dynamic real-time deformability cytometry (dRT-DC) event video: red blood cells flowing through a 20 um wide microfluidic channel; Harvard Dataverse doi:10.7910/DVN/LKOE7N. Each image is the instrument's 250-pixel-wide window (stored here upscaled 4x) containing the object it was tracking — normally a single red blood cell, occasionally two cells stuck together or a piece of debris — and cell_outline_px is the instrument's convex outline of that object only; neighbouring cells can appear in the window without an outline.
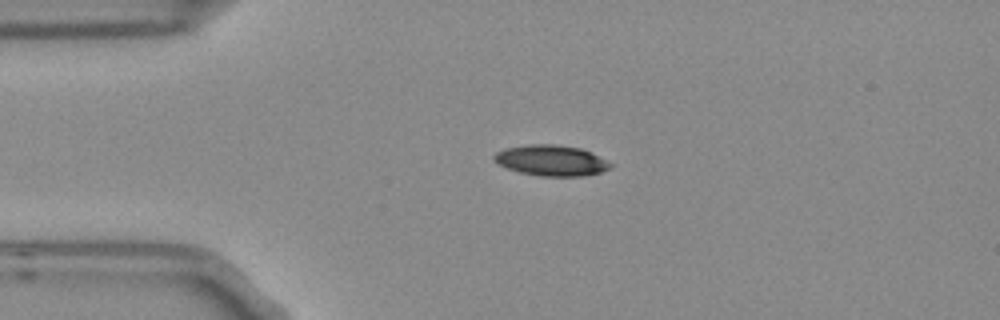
{"species": "Egyptian fruit bat (a non-hibernating species)", "species_latin": "Rousettus aegyptiacus", "temperature_condition": "room temperature", "stored_images_in_passage": 4, "camera_frame_rate_fps": 3000, "um_per_image_px": 0.085, "frame": {"image": 1, "passage_image": 2, "time_ms": 0.333, "image_size_px": [1000, 320], "cell_outline_px": [[616, 164], [612, 168], [600, 172], [584, 176], [540, 176], [520, 172], [508, 168], [492, 160], [492, 156], [496, 152], [504, 148], [528, 144], [556, 144], [580, 148], [592, 152]], "centroid_in_image_um": [46.9, 13.63], "position_along_channel_um": 38.1, "area_um2": 21.15}}
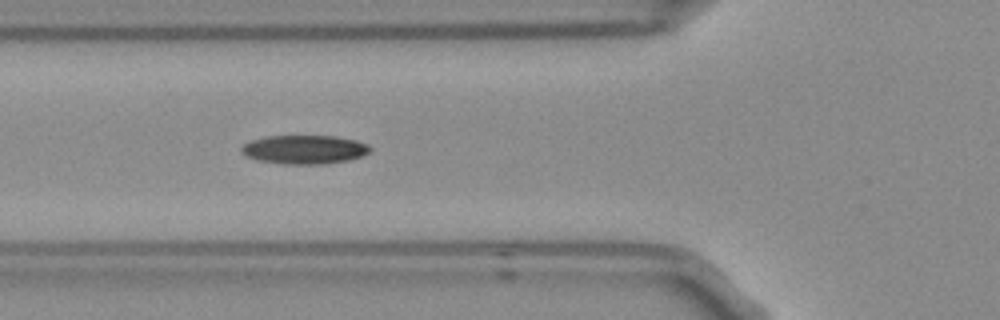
{"frame": {"image": 2, "passage_image": 4, "time_ms": 1.0, "image_size_px": [1000, 320], "cell_outline_px": [[372, 148], [368, 152], [360, 156], [348, 160], [320, 164], [284, 164], [260, 160], [248, 156], [240, 148], [244, 144], [252, 140], [264, 136], [336, 136], [356, 140], [368, 144]], "centroid_in_image_um": [25.9, 12.7], "position_along_channel_um": 99.9, "area_um2": 21.33}}